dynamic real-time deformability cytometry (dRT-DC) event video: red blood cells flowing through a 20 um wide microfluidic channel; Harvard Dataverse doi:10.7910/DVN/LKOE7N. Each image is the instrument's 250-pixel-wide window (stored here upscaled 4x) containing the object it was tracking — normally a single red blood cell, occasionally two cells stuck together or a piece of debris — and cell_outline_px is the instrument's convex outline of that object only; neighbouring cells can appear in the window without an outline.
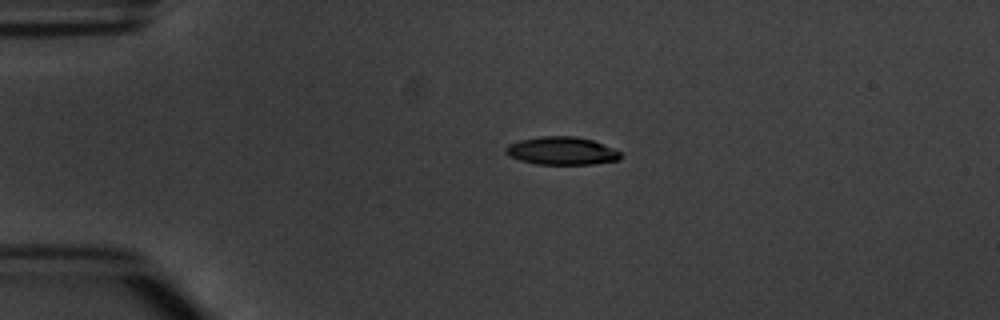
{"species": "common noctule bat (a hibernating species)", "species_latin": "Nyctalus noctula", "temperature_condition": "warm", "stored_images_in_passage": 3, "camera_frame_rate_fps": 3000, "um_per_image_px": 0.085, "animal": {"sex": "male", "body_mass_g": 20.1, "forearm_length_mm": 53.5}, "frame": {"image": 1, "passage_image": 1, "time_ms": 0.0, "image_size_px": [1000, 320], "cell_outline_px": [[624, 156], [620, 160], [592, 164], [536, 164], [520, 160], [508, 156], [504, 152], [504, 148], [508, 144], [520, 140], [540, 136], [576, 136], [592, 140], [620, 152]], "centroid_in_image_um": [47.72, 12.82], "position_along_channel_um": 37.3, "area_um2": 18.79}}
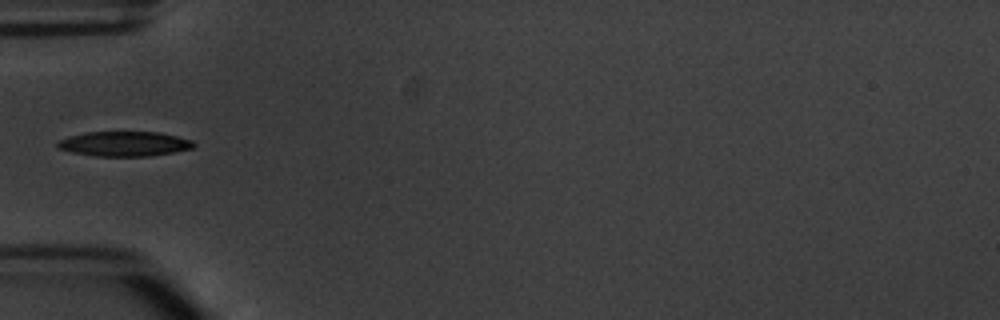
{"frame": {"image": 2, "passage_image": 2, "time_ms": 2.0, "image_size_px": [1000, 320], "cell_outline_px": [[196, 144], [192, 148], [172, 152], [148, 156], [96, 156], [72, 152], [56, 148], [56, 144], [60, 140], [68, 136], [84, 132], [160, 132], [192, 140]], "centroid_in_image_um": [10.54, 12.22], "position_along_channel_um": 74.5, "area_um2": 19.65}}